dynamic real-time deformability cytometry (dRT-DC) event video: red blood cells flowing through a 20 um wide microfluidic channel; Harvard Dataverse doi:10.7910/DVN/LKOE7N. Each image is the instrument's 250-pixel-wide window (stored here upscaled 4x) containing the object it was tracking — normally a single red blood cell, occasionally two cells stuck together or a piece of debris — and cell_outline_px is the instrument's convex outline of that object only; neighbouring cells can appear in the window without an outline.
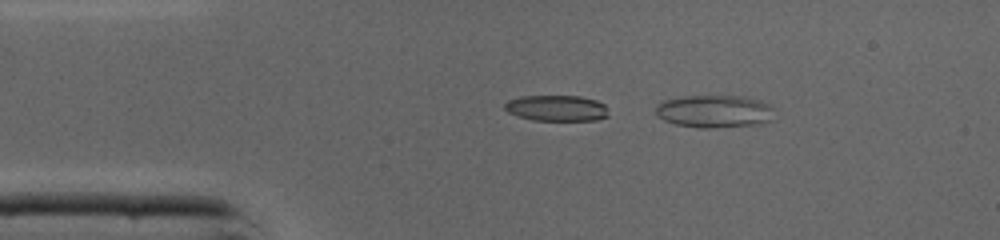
{"species": "common noctule bat (a hibernating species)", "species_latin": "Nyctalus noctula", "temperature_condition": "cold", "stored_images_in_passage": 38, "camera_frame_rate_fps": 3000, "um_per_image_px": 0.085, "animal": {"sex": "male", "body_mass_g": 19.0, "forearm_length_mm": 50.8}, "frame": {"image": 1, "passage_image": 2, "time_ms": 0.333, "image_size_px": [1000, 240], "cell_outline_px": [[776, 108], [772, 120], [760, 124], [712, 128], [700, 128], [676, 124], [664, 120], [656, 116], [656, 104], [664, 100], [684, 96], [740, 96], [756, 100], [768, 104]], "centroid_in_image_um": [60.73, 9.47], "position_along_channel_um": 24.3, "area_um2": 22.72}}
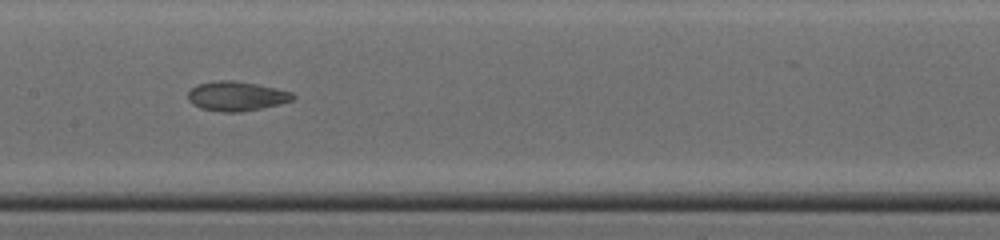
{"frame": {"image": 2, "passage_image": 17, "time_ms": 5.333, "image_size_px": [1000, 240], "cell_outline_px": [[296, 96], [292, 100], [280, 104], [240, 112], [220, 112], [200, 108], [192, 104], [188, 100], [188, 92], [196, 84], [220, 80], [232, 80], [256, 84], [292, 92]], "centroid_in_image_um": [20.07, 8.17], "position_along_channel_um": 187.3, "area_um2": 17.98}}
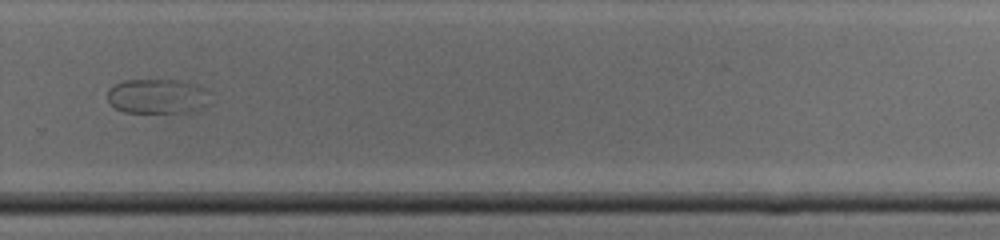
{"frame": {"image": 3, "passage_image": 26, "time_ms": 8.333, "image_size_px": [1000, 240], "cell_outline_px": [[208, 92], [204, 104], [196, 112], [124, 112], [116, 108], [108, 100], [108, 88], [124, 80], [176, 80], [196, 84], [204, 88]], "centroid_in_image_um": [13.35, 8.18], "position_along_channel_um": 316.5, "area_um2": 20.52}}